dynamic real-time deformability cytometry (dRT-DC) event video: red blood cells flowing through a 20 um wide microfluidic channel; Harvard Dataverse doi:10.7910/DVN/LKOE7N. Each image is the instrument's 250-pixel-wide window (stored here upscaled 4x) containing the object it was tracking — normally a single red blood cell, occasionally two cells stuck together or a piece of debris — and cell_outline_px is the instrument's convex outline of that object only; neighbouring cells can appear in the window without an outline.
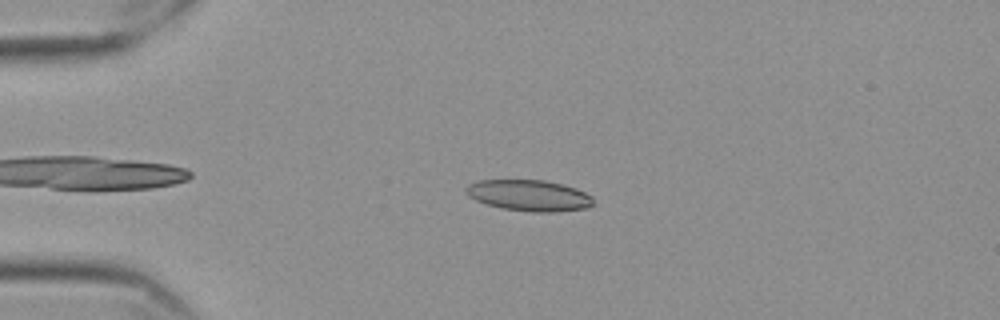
{"species": "Egyptian fruit bat (a non-hibernating species)", "species_latin": "Rousettus aegyptiacus", "temperature_condition": "cold", "stored_images_in_passage": 51, "camera_frame_rate_fps": 3000, "um_per_image_px": 0.085, "frame": {"image": 1, "passage_image": 13, "time_ms": 4.0, "image_size_px": [1000, 320], "cell_outline_px": [[592, 204], [588, 208], [552, 212], [532, 212], [504, 208], [488, 204], [476, 200], [468, 196], [464, 188], [468, 184], [480, 180], [544, 180], [576, 188], [592, 196]], "centroid_in_image_um": [44.96, 16.61], "position_along_channel_um": 40.0, "area_um2": 22.89}}
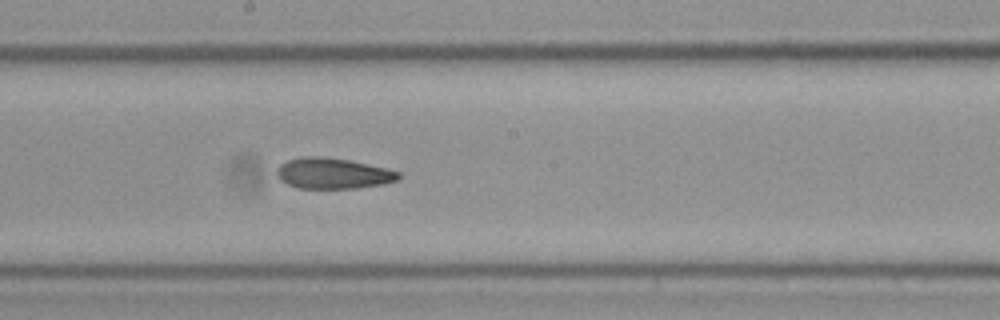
{"frame": {"image": 2, "passage_image": 31, "time_ms": 10.0, "image_size_px": [1000, 320], "cell_outline_px": [[400, 180], [384, 184], [356, 188], [296, 188], [280, 180], [276, 172], [280, 164], [288, 160], [304, 156], [320, 156], [348, 160], [384, 168], [400, 172]], "centroid_in_image_um": [28.3, 14.74], "position_along_channel_um": 219.9, "area_um2": 21.73}}
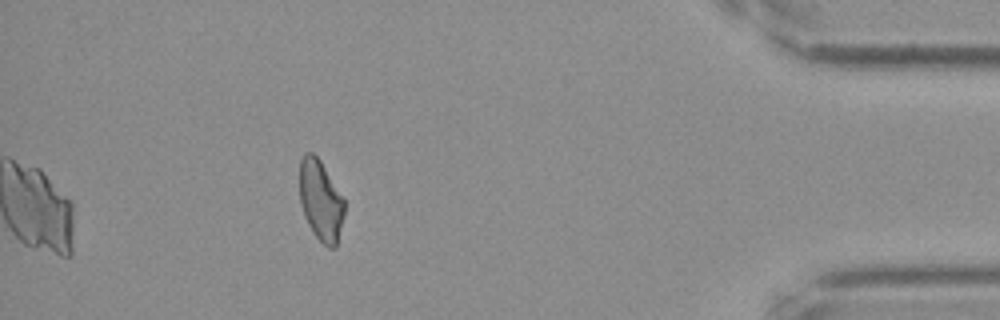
{"frame": {"image": 3, "passage_image": 51, "time_ms": 16.667, "image_size_px": [1000, 320], "cell_outline_px": [[344, 216], [336, 248], [328, 248], [316, 236], [308, 224], [300, 200], [300, 160], [304, 152], [312, 152], [320, 160], [344, 200]], "centroid_in_image_um": [27.26, 17.04], "position_along_channel_um": 407.9, "area_um2": 20.75}, "authors_computed_cell_mechanics": {"area_um2": 22.5998, "velocity_mm_per_s": 3.5425, "shape_relaxation_time_tau1_ms": null, "shape_relaxation_time_tau2_ms": 3.3561, "deformation_change_tau1": null, "deformation_change_tau2": 0.1054}}